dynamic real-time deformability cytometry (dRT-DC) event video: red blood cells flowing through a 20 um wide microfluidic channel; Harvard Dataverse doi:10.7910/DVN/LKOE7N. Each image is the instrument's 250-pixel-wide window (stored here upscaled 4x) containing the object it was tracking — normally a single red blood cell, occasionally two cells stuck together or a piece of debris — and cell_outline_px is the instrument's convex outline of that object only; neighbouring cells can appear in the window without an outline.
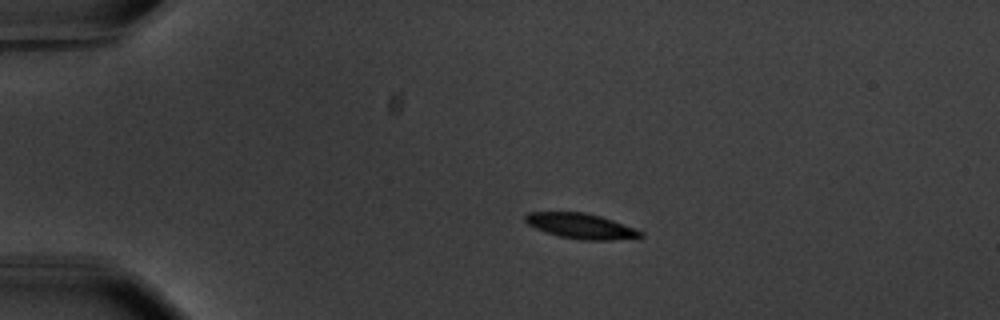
{"species": "common noctule bat (a hibernating species)", "species_latin": "Nyctalus noctula", "temperature_condition": "warm", "stored_images_in_passage": 25, "camera_frame_rate_fps": 3000, "um_per_image_px": 0.085, "animal": {"sex": "male", "body_mass_g": 20.1, "forearm_length_mm": 53.5}, "frame": {"image": 1, "passage_image": 1, "time_ms": 0.0, "image_size_px": [1000, 320], "cell_outline_px": [[644, 236], [612, 240], [580, 240], [560, 236], [544, 232], [528, 224], [524, 220], [524, 216], [528, 212], [584, 212], [600, 216], [612, 220], [644, 232]], "centroid_in_image_um": [49.35, 19.21], "position_along_channel_um": 35.7, "area_um2": 16.88}}